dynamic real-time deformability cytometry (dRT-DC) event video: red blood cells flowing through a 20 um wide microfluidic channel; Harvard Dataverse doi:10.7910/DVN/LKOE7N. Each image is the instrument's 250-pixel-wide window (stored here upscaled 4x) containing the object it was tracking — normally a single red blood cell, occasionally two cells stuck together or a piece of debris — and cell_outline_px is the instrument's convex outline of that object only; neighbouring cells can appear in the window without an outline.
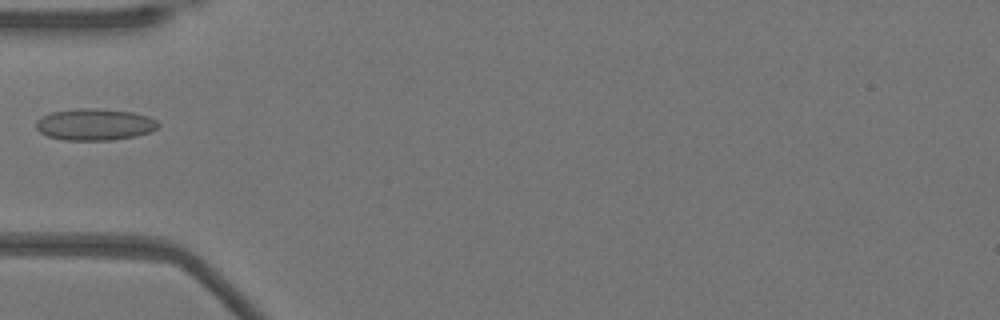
{"species": "Egyptian fruit bat (a non-hibernating species)", "species_latin": "Rousettus aegyptiacus", "temperature_condition": "warm", "stored_images_in_passage": 36, "camera_frame_rate_fps": 3000, "um_per_image_px": 0.085, "animal": {"sex": "female"}, "frame": {"image": 1, "passage_image": 1, "time_ms": 0.0, "image_size_px": [1000, 320], "cell_outline_px": [[160, 124], [152, 132], [136, 136], [112, 140], [64, 140], [48, 136], [40, 132], [36, 128], [36, 120], [52, 112], [76, 108], [96, 108], [132, 112], [148, 116], [156, 120]], "centroid_in_image_um": [8.07, 10.58], "position_along_channel_um": 76.9, "area_um2": 22.6}}
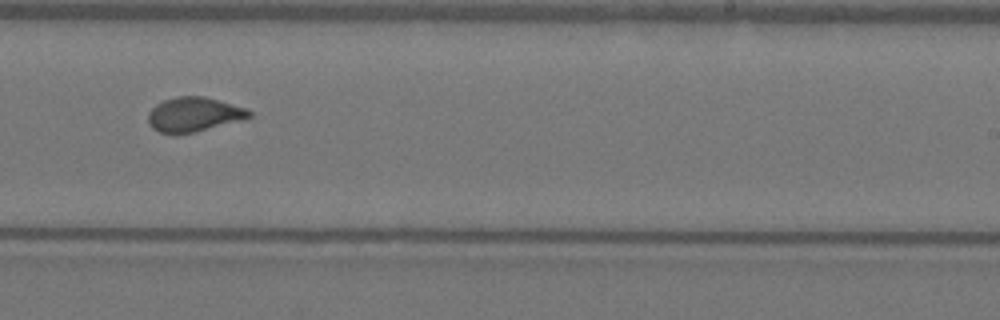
{"frame": {"image": 2, "passage_image": 16, "time_ms": 5.0, "image_size_px": [1000, 320], "cell_outline_px": [[252, 116], [244, 120], [196, 132], [176, 136], [160, 132], [152, 128], [148, 120], [148, 112], [156, 104], [164, 100], [176, 96], [204, 96], [220, 100], [248, 108], [252, 112]], "centroid_in_image_um": [16.51, 9.75], "position_along_channel_um": 272.5, "area_um2": 20.87}}
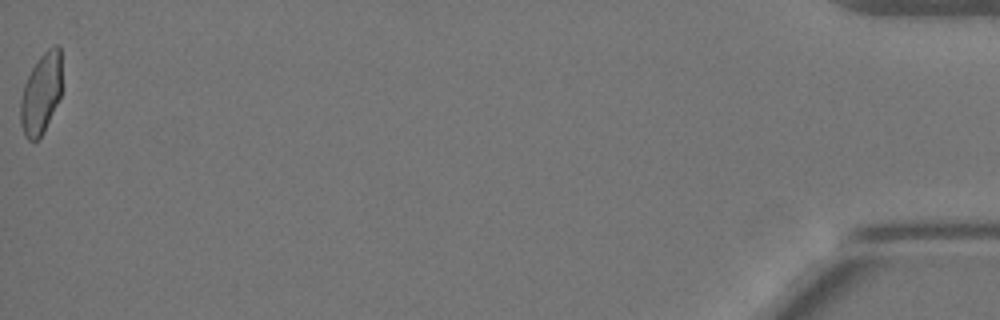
{"frame": {"image": 3, "passage_image": 36, "time_ms": 11.667, "image_size_px": [1000, 320], "cell_outline_px": [[60, 96], [44, 132], [36, 140], [28, 140], [24, 136], [20, 124], [20, 100], [24, 84], [32, 68], [40, 56], [48, 48], [56, 44], [60, 48]], "centroid_in_image_um": [3.46, 7.98], "position_along_channel_um": 431.7, "area_um2": 19.25}}